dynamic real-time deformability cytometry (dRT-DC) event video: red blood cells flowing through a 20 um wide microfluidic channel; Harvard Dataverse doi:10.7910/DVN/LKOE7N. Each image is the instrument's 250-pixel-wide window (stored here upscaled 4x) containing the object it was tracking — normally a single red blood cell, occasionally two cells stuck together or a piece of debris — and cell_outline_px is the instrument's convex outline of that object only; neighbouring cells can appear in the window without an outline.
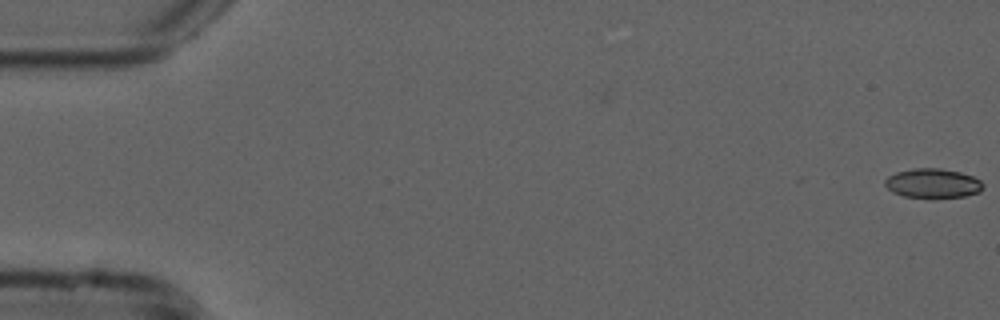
{"species": "common noctule bat (a hibernating species)", "species_latin": "Nyctalus noctula", "temperature_condition": "cold", "stored_images_in_passage": 55, "camera_frame_rate_fps": 3000, "um_per_image_px": 0.085, "animal": {"sex": "male", "forearm_length_mm": 52.5}, "frame": {"image": 1, "passage_image": 1, "time_ms": 0.0, "image_size_px": [1000, 320], "cell_outline_px": [[984, 188], [980, 192], [964, 196], [904, 196], [892, 192], [884, 184], [884, 180], [888, 176], [896, 172], [912, 168], [940, 168], [960, 172], [972, 176], [980, 180], [984, 184]], "centroid_in_image_um": [79.29, 15.55], "position_along_channel_um": 5.7, "area_um2": 16.53}}
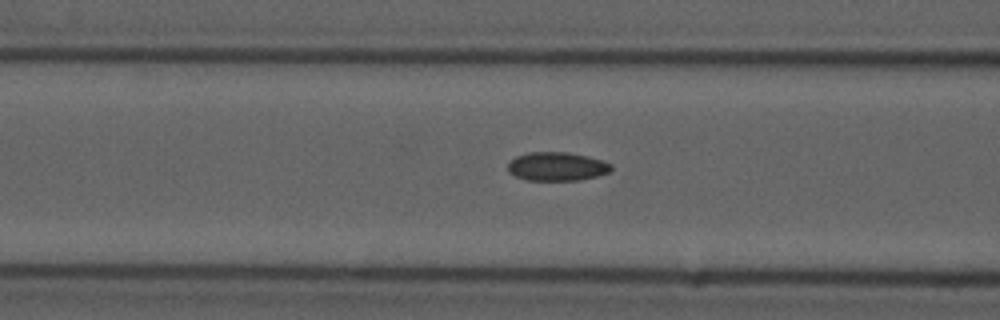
{"frame": {"image": 2, "passage_image": 22, "time_ms": 7.0, "image_size_px": [1000, 320], "cell_outline_px": [[612, 168], [608, 172], [596, 176], [580, 180], [528, 180], [516, 176], [508, 172], [508, 164], [516, 156], [528, 152], [568, 152], [588, 156], [612, 164]], "centroid_in_image_um": [47.33, 14.14], "position_along_channel_um": 119.3, "area_um2": 17.17}}
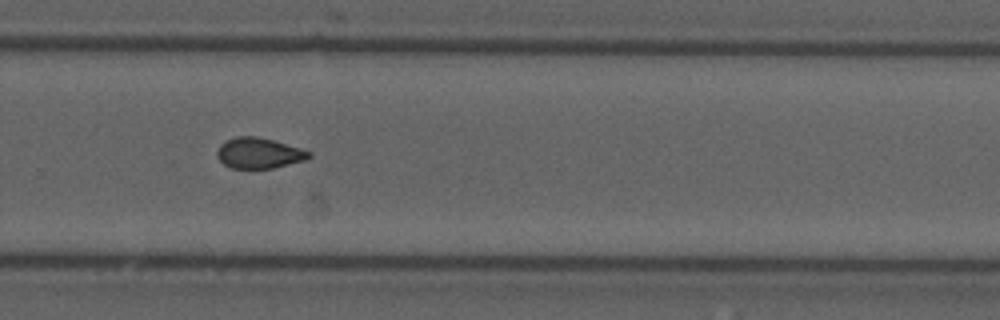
{"frame": {"image": 3, "passage_image": 37, "time_ms": 12.0, "image_size_px": [1000, 320], "cell_outline_px": [[312, 156], [304, 160], [272, 168], [228, 168], [216, 156], [216, 152], [220, 144], [236, 136], [256, 136], [272, 140], [300, 148], [312, 152]], "centroid_in_image_um": [21.99, 13.01], "position_along_channel_um": 307.8, "area_um2": 16.3}, "authors_computed_cell_mechanics": {"area_um2": 16.8776, "velocity_mm_per_s": 3.7846, "shape_relaxation_time_tau1_ms": null, "shape_relaxation_time_tau2_ms": 2.3186, "deformation_change_tau1": null, "deformation_change_tau2": 0.0623}}